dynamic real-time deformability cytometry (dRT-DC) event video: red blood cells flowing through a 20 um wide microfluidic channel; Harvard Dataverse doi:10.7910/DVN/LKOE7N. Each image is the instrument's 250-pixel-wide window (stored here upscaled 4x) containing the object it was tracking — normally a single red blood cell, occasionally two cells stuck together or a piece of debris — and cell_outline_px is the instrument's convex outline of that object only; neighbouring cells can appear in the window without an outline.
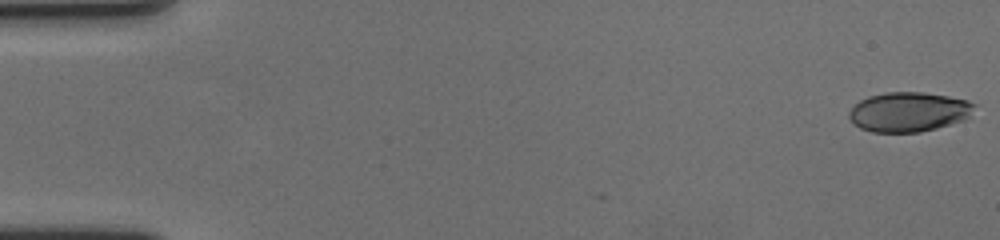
{"species": "human", "species_latin": "Homo sapiens", "temperature_condition": "cold", "stored_images_in_passage": 59, "camera_frame_rate_fps": 3000, "um_per_image_px": 0.085, "donor": {"sex": "female"}, "frame": {"image": 1, "passage_image": 1, "time_ms": 0.0, "image_size_px": [1000, 240], "cell_outline_px": [[976, 104], [968, 116], [964, 120], [936, 128], [920, 132], [872, 132], [860, 128], [852, 124], [848, 116], [848, 112], [860, 100], [868, 96], [884, 92], [924, 92], [948, 96], [968, 100]], "centroid_in_image_um": [77.21, 9.51], "position_along_channel_um": 7.8, "area_um2": 29.02}}
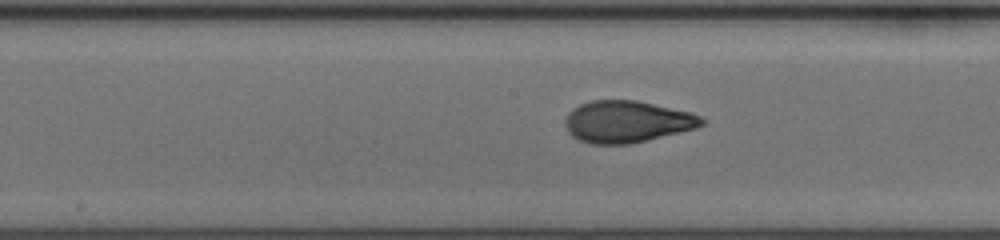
{"frame": {"image": 2, "passage_image": 31, "time_ms": 10.0, "image_size_px": [1000, 240], "cell_outline_px": [[708, 120], [704, 124], [696, 128], [680, 132], [628, 144], [592, 144], [580, 140], [572, 136], [568, 132], [564, 124], [564, 120], [568, 112], [572, 108], [580, 104], [592, 100], [636, 100], [692, 112]], "centroid_in_image_um": [53.29, 10.33], "position_along_channel_um": 194.9, "area_um2": 33.41}}
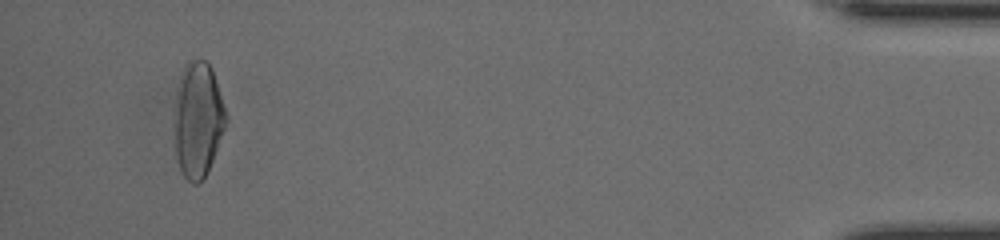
{"frame": {"image": 3, "passage_image": 56, "time_ms": 18.333, "image_size_px": [1000, 240], "cell_outline_px": [[228, 120], [212, 160], [204, 176], [196, 184], [192, 184], [184, 176], [180, 168], [176, 156], [176, 104], [180, 80], [184, 68], [188, 60], [192, 56], [208, 60], [212, 68], [228, 116]], "centroid_in_image_um": [16.87, 10.11], "position_along_channel_um": 418.3, "area_um2": 34.16}, "authors_computed_cell_mechanics": {"area_um2": 32.657, "velocity_mm_per_s": 3.5711, "shape_relaxation_time_tau1_ms": 6.4814, "shape_relaxation_time_tau2_ms": 0.9652, "deformation_change_tau1": 0.2333, "deformation_change_tau2": 0.0696}}